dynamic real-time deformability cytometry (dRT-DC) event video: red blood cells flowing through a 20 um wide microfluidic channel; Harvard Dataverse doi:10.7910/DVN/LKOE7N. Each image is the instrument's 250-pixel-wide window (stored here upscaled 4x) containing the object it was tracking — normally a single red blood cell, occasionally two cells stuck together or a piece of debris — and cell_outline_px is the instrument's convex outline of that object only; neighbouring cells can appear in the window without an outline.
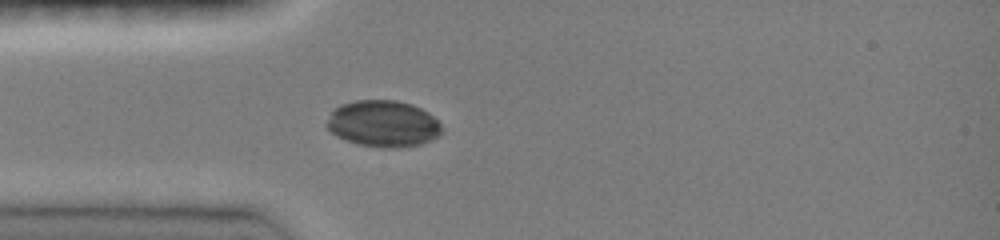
{"species": "common noctule bat (a hibernating species)", "species_latin": "Nyctalus noctula", "temperature_condition": "room temperature", "stored_images_in_passage": 33, "camera_frame_rate_fps": 3000, "um_per_image_px": 0.085, "animal": {"sex": "female", "body_mass_g": 19.0, "forearm_length_mm": 51.5}, "frame": {"image": 1, "passage_image": 1, "time_ms": 0.0, "image_size_px": [1000, 240], "cell_outline_px": [[440, 132], [432, 140], [420, 144], [400, 148], [384, 148], [356, 144], [336, 136], [324, 124], [332, 112], [340, 104], [356, 100], [396, 100], [412, 104], [428, 112], [440, 124]], "centroid_in_image_um": [32.54, 10.52], "position_along_channel_um": 52.5, "area_um2": 31.15}}
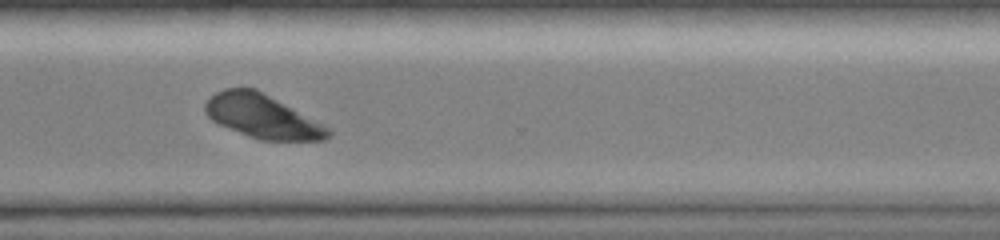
{"frame": {"image": 2, "passage_image": 23, "time_ms": 7.333, "image_size_px": [1000, 240], "cell_outline_px": [[332, 132], [324, 140], [260, 140], [248, 136], [220, 124], [212, 120], [204, 112], [204, 104], [216, 92], [224, 88], [256, 88], [328, 128]], "centroid_in_image_um": [22.25, 9.89], "position_along_channel_um": 348.4, "area_um2": 30.63}}
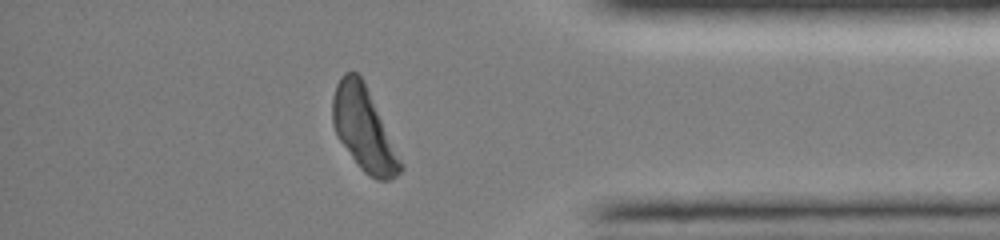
{"frame": {"image": 3, "passage_image": 28, "time_ms": 9.0, "image_size_px": [1000, 240], "cell_outline_px": [[404, 168], [396, 176], [388, 180], [376, 180], [368, 176], [360, 168], [336, 136], [332, 124], [332, 96], [336, 84], [340, 76], [344, 72], [356, 72], [360, 76], [404, 164]], "centroid_in_image_um": [30.89, 11.0], "position_along_channel_um": 404.3, "area_um2": 32.6}}